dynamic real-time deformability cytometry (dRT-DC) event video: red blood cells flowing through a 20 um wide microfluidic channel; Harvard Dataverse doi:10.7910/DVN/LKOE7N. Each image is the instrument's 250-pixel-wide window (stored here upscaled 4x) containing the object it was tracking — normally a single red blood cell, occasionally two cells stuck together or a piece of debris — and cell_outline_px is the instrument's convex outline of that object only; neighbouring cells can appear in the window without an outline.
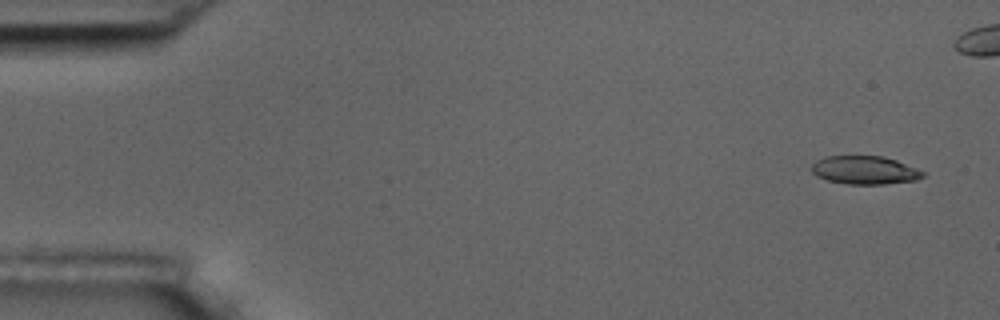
{"species": "common noctule bat (a hibernating species)", "species_latin": "Nyctalus noctula", "temperature_condition": "room temperature", "stored_images_in_passage": 2, "segment_of_instrument_passage": [2, 2], "camera_frame_rate_fps": 3000, "um_per_image_px": 0.085, "animal": {"sex": "male", "body_mass_g": 17.5, "forearm_length_mm": 52.3}, "frame": {"image": 1, "passage_image": 2, "time_ms": 1.333, "image_size_px": [1000, 320], "cell_outline_px": [[924, 176], [916, 180], [884, 184], [848, 184], [828, 180], [816, 176], [812, 172], [812, 164], [816, 160], [824, 156], [880, 156], [896, 160], [916, 168], [924, 172]], "centroid_in_image_um": [73.48, 14.46], "position_along_channel_um": 11.5, "area_um2": 18.26}}